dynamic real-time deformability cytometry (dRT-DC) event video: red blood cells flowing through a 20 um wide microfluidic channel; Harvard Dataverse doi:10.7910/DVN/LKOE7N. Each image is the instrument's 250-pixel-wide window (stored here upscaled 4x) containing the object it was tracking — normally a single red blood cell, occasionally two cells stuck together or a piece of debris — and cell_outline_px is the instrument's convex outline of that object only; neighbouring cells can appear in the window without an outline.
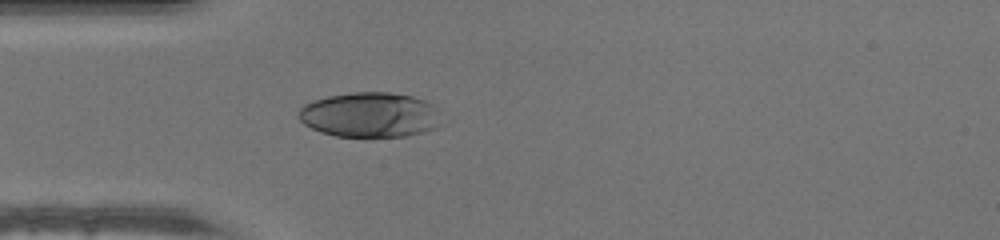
{"species": "human", "species_latin": "Homo sapiens", "temperature_condition": "warm", "stored_images_in_passage": 29, "camera_frame_rate_fps": 3000, "um_per_image_px": 0.085, "donor": {"sex": "male"}, "frame": {"image": 1, "passage_image": 1, "time_ms": 0.0, "image_size_px": [1000, 240], "cell_outline_px": [[436, 128], [424, 132], [408, 136], [336, 136], [320, 132], [304, 124], [296, 116], [300, 108], [304, 104], [312, 100], [328, 96], [352, 92], [388, 92], [412, 96], [436, 104]], "centroid_in_image_um": [31.39, 9.75], "position_along_channel_um": 53.6, "area_um2": 37.34}}
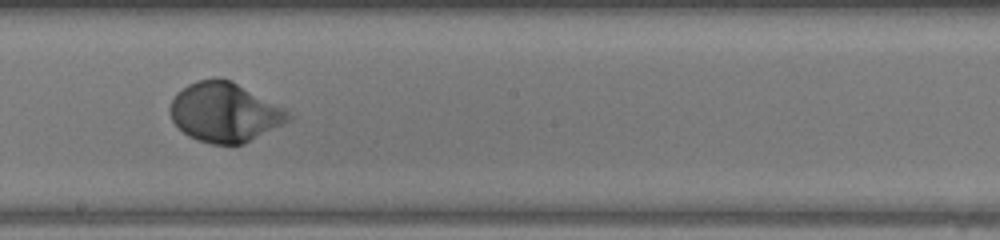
{"frame": {"image": 2, "passage_image": 14, "time_ms": 4.333, "image_size_px": [1000, 240], "cell_outline_px": [[292, 120], [244, 144], [212, 144], [196, 140], [188, 136], [172, 120], [168, 108], [176, 92], [188, 84], [196, 80], [216, 76], [220, 76], [232, 80], [288, 112], [292, 116]], "centroid_in_image_um": [19.05, 9.53], "position_along_channel_um": 229.1, "area_um2": 41.04}}
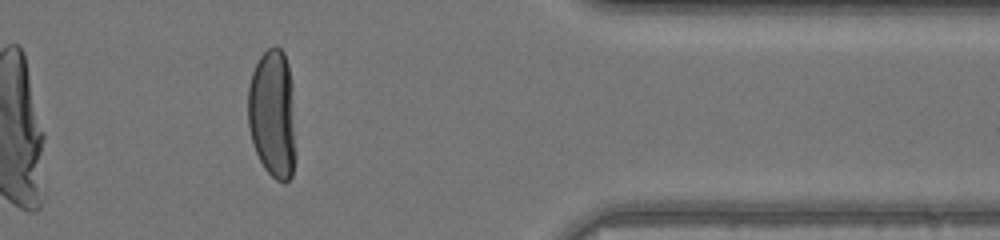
{"frame": {"image": 3, "passage_image": 27, "time_ms": 8.667, "image_size_px": [1000, 240], "cell_outline_px": [[296, 156], [292, 176], [288, 180], [276, 180], [264, 168], [256, 152], [252, 140], [248, 124], [248, 88], [252, 72], [260, 56], [268, 48], [276, 44], [284, 52], [288, 64], [292, 84]], "centroid_in_image_um": [23.19, 9.66], "position_along_channel_um": 388.2, "area_um2": 36.18}}